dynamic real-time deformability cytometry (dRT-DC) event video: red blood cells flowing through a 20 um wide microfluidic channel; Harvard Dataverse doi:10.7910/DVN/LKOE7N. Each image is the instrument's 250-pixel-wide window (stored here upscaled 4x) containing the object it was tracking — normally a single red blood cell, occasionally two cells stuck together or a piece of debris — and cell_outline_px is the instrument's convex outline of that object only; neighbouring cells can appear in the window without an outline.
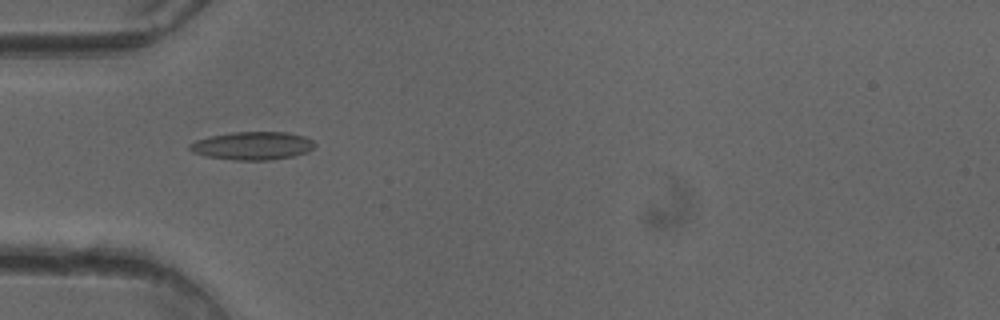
{"species": "common noctule bat (a hibernating species)", "species_latin": "Nyctalus noctula", "temperature_condition": "cold", "stored_images_in_passage": 51, "camera_frame_rate_fps": 3000, "um_per_image_px": 0.085, "animal": {"sex": "female"}, "frame": {"image": 1, "passage_image": 16, "time_ms": 5.0, "image_size_px": [1000, 320], "cell_outline_px": [[316, 144], [308, 152], [292, 156], [272, 160], [232, 160], [204, 156], [192, 152], [188, 148], [188, 144], [196, 140], [212, 136], [232, 132], [288, 132], [304, 136], [312, 140]], "centroid_in_image_um": [21.45, 12.39], "position_along_channel_um": 63.6, "area_um2": 20.58}}
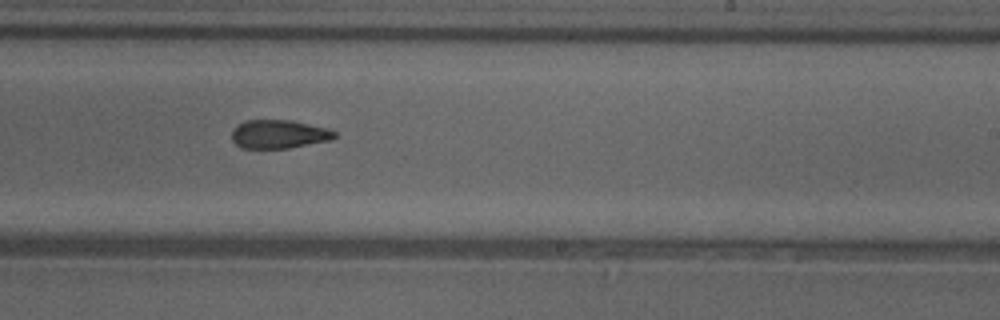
{"frame": {"image": 2, "passage_image": 31, "time_ms": 10.0, "image_size_px": [1000, 320], "cell_outline_px": [[336, 136], [332, 140], [288, 148], [240, 148], [232, 140], [232, 132], [244, 120], [292, 120], [328, 128], [336, 132]], "centroid_in_image_um": [23.73, 11.4], "position_along_channel_um": 265.3, "area_um2": 17.11}}
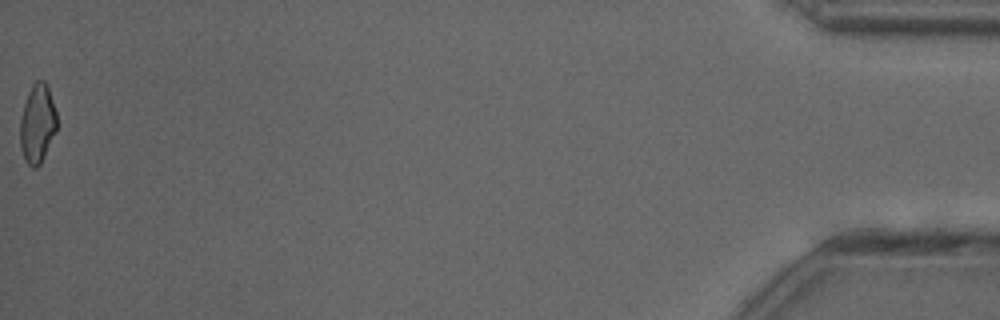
{"frame": {"image": 3, "passage_image": 51, "time_ms": 16.667, "image_size_px": [1000, 320], "cell_outline_px": [[56, 132], [40, 164], [36, 168], [32, 168], [24, 160], [20, 148], [20, 120], [24, 104], [28, 92], [32, 84], [36, 80], [44, 80], [48, 84], [56, 112]], "centroid_in_image_um": [3.17, 10.5], "position_along_channel_um": 432.0, "area_um2": 17.05}, "authors_computed_cell_mechanics": {"area_um2": 18.1492, "velocity_mm_per_s": 4.0468, "shape_relaxation_time_tau1_ms": null, "shape_relaxation_time_tau2_ms": 3.1231, "deformation_change_tau1": null, "deformation_change_tau2": 0.113}}